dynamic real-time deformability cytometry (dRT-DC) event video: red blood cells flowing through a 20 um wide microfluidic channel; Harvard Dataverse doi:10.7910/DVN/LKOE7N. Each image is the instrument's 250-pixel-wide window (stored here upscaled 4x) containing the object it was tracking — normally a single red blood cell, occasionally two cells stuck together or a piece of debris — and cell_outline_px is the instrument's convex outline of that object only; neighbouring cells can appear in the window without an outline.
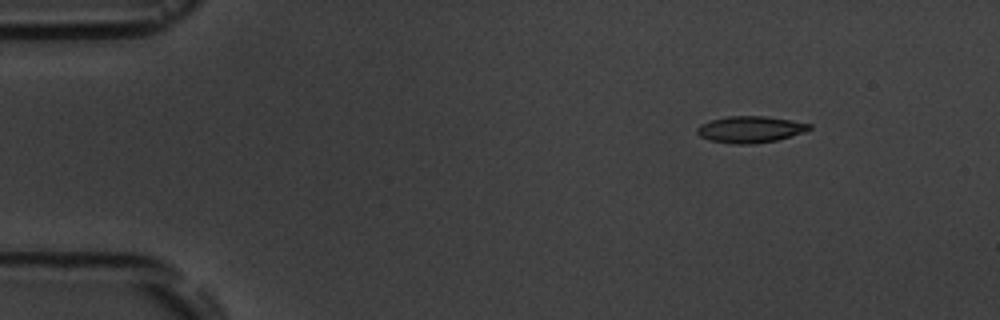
{"species": "common noctule bat (a hibernating species)", "species_latin": "Nyctalus noctula", "temperature_condition": "room temperature", "stored_images_in_passage": 4, "camera_frame_rate_fps": 3000, "um_per_image_px": 0.085, "animal": {"sex": "male", "body_mass_g": 19.5, "forearm_length_mm": 54.6}, "frame": {"image": 1, "passage_image": 1, "time_ms": 0.0, "image_size_px": [1000, 320], "cell_outline_px": [[812, 128], [804, 132], [776, 140], [752, 144], [736, 144], [708, 140], [700, 136], [696, 132], [696, 128], [700, 124], [712, 120], [728, 116], [764, 116], [812, 124]], "centroid_in_image_um": [63.74, 11.0], "position_along_channel_um": 21.3, "area_um2": 17.22}}
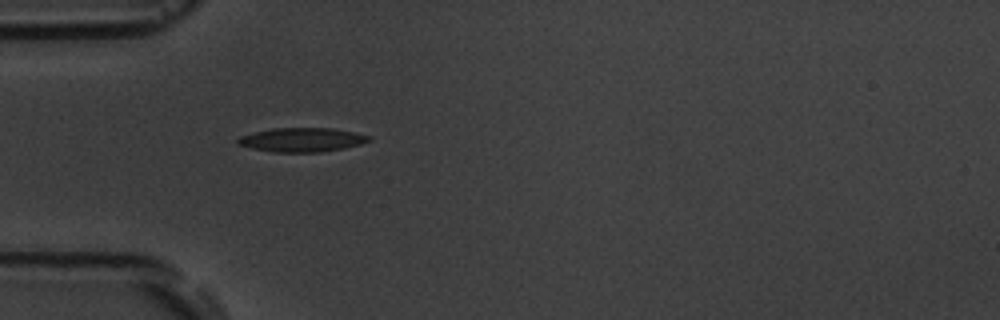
{"frame": {"image": 2, "passage_image": 4, "time_ms": 3.333, "image_size_px": [1000, 320], "cell_outline_px": [[372, 140], [360, 144], [344, 148], [320, 152], [272, 152], [252, 148], [236, 144], [236, 140], [240, 136], [272, 128], [332, 128], [372, 136]], "centroid_in_image_um": [25.66, 11.88], "position_along_channel_um": 59.3, "area_um2": 18.32}}